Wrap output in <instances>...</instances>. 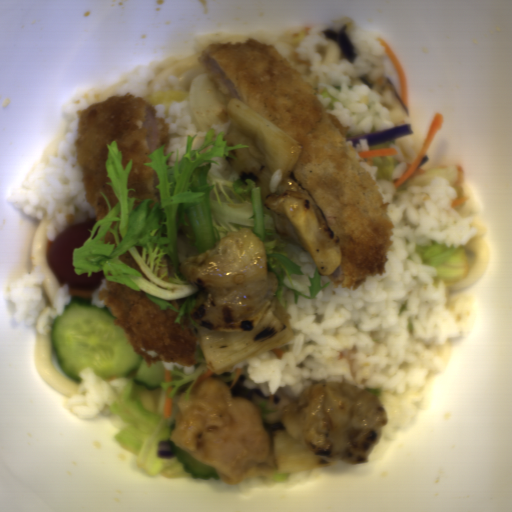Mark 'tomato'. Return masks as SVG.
Segmentation results:
<instances>
[{
    "label": "tomato",
    "instance_id": "tomato-1",
    "mask_svg": "<svg viewBox=\"0 0 512 512\" xmlns=\"http://www.w3.org/2000/svg\"><path fill=\"white\" fill-rule=\"evenodd\" d=\"M96 221H98L97 218L82 220L69 226L60 233L50 247L47 254L48 266L61 285L90 292L101 286L104 278L101 272L93 273L90 278L84 274H76L72 261L74 248L80 247L87 241Z\"/></svg>",
    "mask_w": 512,
    "mask_h": 512
}]
</instances>
